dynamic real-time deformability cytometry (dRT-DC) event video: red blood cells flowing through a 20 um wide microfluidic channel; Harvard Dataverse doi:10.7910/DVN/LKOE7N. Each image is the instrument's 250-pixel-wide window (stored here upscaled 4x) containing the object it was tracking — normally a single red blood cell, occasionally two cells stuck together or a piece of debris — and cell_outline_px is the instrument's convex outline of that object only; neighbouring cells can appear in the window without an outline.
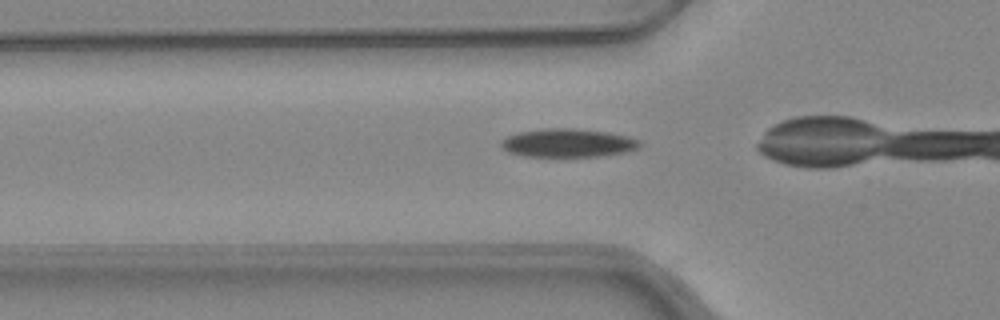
{"species": "common noctule bat (a hibernating species)", "species_latin": "Nyctalus noctula", "temperature_condition": "warm", "stored_images_in_passage": 17, "camera_frame_rate_fps": 3000, "um_per_image_px": 0.085, "animal": {"sex": "female", "body_mass_g": 24.6, "forearm_length_mm": 56.2}, "frame": {"image": 1, "passage_image": 12, "time_ms": 3.667, "image_size_px": [1000, 320], "cell_outline_px": [[640, 144], [636, 148], [628, 152], [600, 156], [524, 156], [508, 152], [500, 144], [500, 140], [516, 132], [544, 128], [572, 128], [604, 132], [628, 136], [640, 140]], "centroid_in_image_um": [48.24, 12.14], "position_along_channel_um": 77.6, "area_um2": 22.89}}